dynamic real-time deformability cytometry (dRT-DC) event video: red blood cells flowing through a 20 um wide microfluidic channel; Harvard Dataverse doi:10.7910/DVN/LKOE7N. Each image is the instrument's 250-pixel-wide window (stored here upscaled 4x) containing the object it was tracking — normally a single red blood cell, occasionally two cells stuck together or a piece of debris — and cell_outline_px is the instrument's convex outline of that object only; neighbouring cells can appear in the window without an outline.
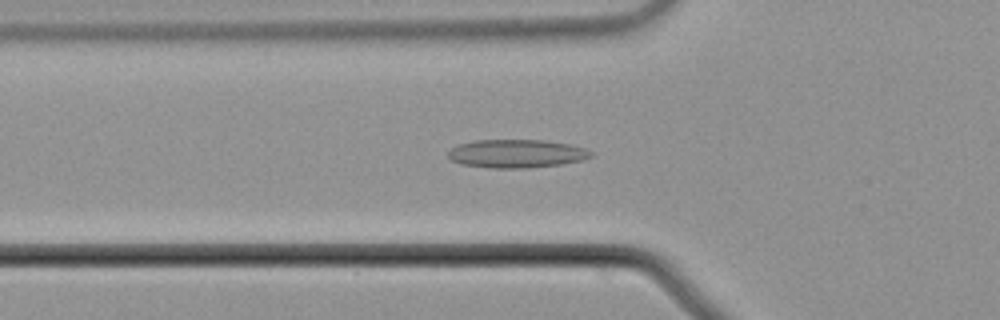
{"species": "common noctule bat (a hibernating species)", "species_latin": "Nyctalus noctula", "temperature_condition": "cold", "stored_images_in_passage": 34, "camera_frame_rate_fps": 3000, "um_per_image_px": 0.085, "animal": {"sex": "male", "body_mass_g": 21.5, "forearm_length_mm": 52.0}, "frame": {"image": 1, "passage_image": 6, "time_ms": 1.667, "image_size_px": [1000, 320], "cell_outline_px": [[592, 156], [580, 160], [560, 164], [528, 168], [492, 168], [460, 164], [452, 160], [448, 156], [448, 152], [452, 148], [460, 144], [476, 140], [544, 140], [568, 144], [584, 148], [592, 152]], "centroid_in_image_um": [43.88, 13.06], "position_along_channel_um": 81.9, "area_um2": 23.35}}
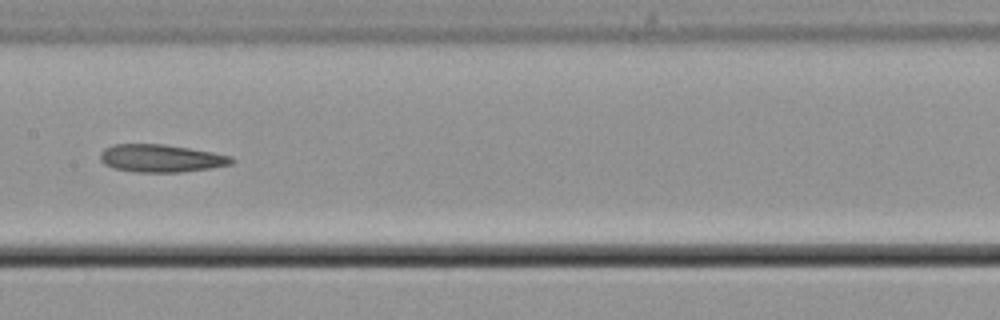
{"frame": {"image": 2, "passage_image": 15, "time_ms": 4.667, "image_size_px": [1000, 320], "cell_outline_px": [[236, 160], [232, 164], [208, 168], [180, 172], [136, 172], [112, 168], [104, 164], [100, 160], [100, 152], [104, 148], [112, 144], [164, 144], [212, 152], [232, 156]], "centroid_in_image_um": [13.66, 13.45], "position_along_channel_um": 193.7, "area_um2": 21.27}}
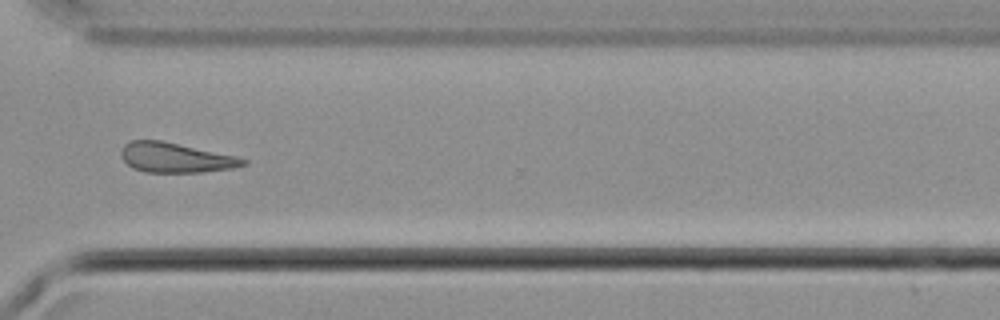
{"frame": {"image": 3, "passage_image": 28, "time_ms": 9.0, "image_size_px": [1000, 320], "cell_outline_px": [[248, 164], [232, 168], [204, 172], [144, 172], [132, 168], [120, 156], [120, 152], [124, 144], [132, 140], [160, 140], [236, 156], [248, 160]], "centroid_in_image_um": [14.91, 13.4], "position_along_channel_um": 355.7, "area_um2": 21.15}}